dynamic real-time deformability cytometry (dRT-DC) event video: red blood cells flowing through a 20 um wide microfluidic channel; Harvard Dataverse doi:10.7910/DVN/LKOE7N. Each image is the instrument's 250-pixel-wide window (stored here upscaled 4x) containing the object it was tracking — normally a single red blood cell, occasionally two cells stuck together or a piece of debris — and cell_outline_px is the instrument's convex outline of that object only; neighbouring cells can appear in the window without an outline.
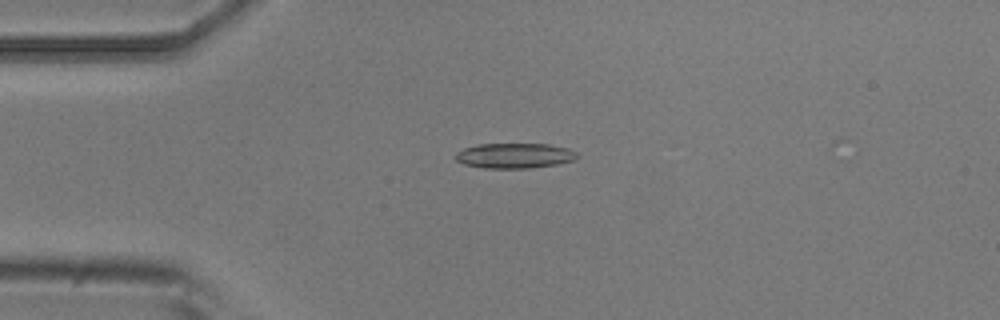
{"species": "common noctule bat (a hibernating species)", "species_latin": "Nyctalus noctula", "temperature_condition": "room temperature", "stored_images_in_passage": 41, "camera_frame_rate_fps": 3000, "um_per_image_px": 0.085, "animal": {"sex": "male", "body_mass_g": 20.5, "forearm_length_mm": 52.5}, "frame": {"image": 1, "passage_image": 7, "time_ms": 2.0, "image_size_px": [1000, 320], "cell_outline_px": [[576, 160], [556, 164], [528, 168], [484, 168], [464, 164], [456, 160], [456, 152], [464, 148], [480, 144], [548, 144], [568, 148], [576, 152]], "centroid_in_image_um": [43.73, 13.23], "position_along_channel_um": 41.3, "area_um2": 17.69}}
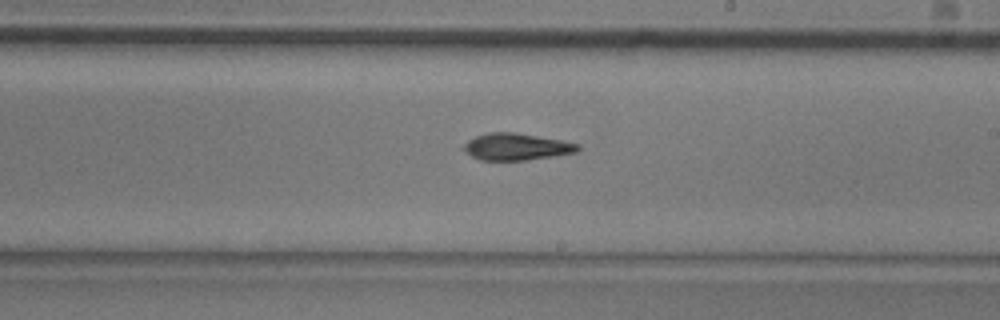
{"frame": {"image": 2, "passage_image": 25, "time_ms": 8.0, "image_size_px": [1000, 320], "cell_outline_px": [[580, 148], [576, 152], [528, 160], [480, 160], [472, 156], [460, 148], [468, 140], [476, 136], [488, 132], [516, 132], [560, 140], [580, 144]], "centroid_in_image_um": [43.86, 12.47], "position_along_channel_um": 245.1, "area_um2": 17.86}}
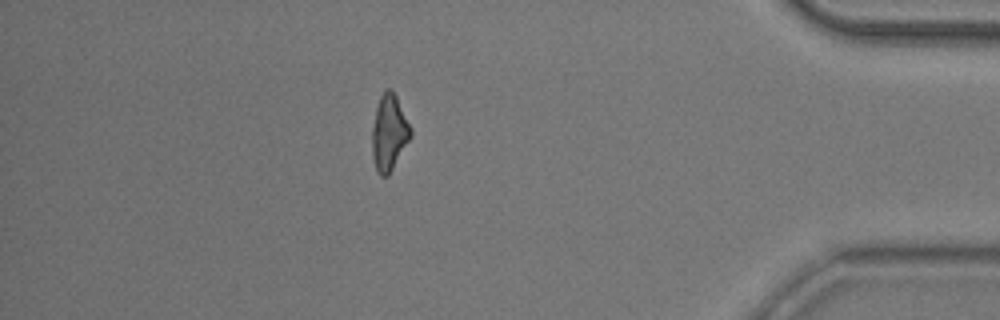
{"frame": {"image": 3, "passage_image": 41, "time_ms": 13.333, "image_size_px": [1000, 320], "cell_outline_px": [[412, 136], [388, 176], [380, 176], [376, 168], [372, 156], [372, 128], [376, 108], [380, 96], [388, 88], [392, 88], [412, 128]], "centroid_in_image_um": [33.08, 11.28], "position_along_channel_um": 402.1, "area_um2": 17.05}, "authors_computed_cell_mechanics": {"area_um2": 17.7446, "velocity_mm_per_s": 3.7441, "shape_relaxation_time_tau1_ms": 8.5766, "shape_relaxation_time_tau2_ms": 6.2483, "deformation_change_tau1": 0.2219, "deformation_change_tau2": 0.1713}}